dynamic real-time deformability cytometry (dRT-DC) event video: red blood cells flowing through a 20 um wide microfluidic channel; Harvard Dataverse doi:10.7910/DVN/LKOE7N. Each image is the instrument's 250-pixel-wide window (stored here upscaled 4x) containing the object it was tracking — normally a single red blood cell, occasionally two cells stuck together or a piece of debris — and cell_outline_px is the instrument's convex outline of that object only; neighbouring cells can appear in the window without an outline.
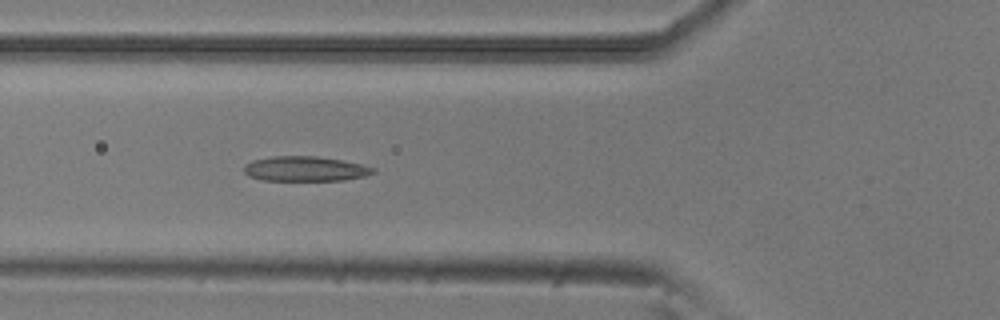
{"species": "common noctule bat (a hibernating species)", "species_latin": "Nyctalus noctula", "temperature_condition": "room temperature", "stored_images_in_passage": 6, "camera_frame_rate_fps": 3000, "um_per_image_px": 0.085, "animal": {"sex": "male", "body_mass_g": 20.5, "forearm_length_mm": 52.5}, "frame": {"image": 1, "passage_image": 6, "time_ms": 1.667, "image_size_px": [1000, 320], "cell_outline_px": [[376, 172], [364, 176], [344, 180], [260, 180], [248, 176], [244, 172], [244, 164], [252, 160], [272, 156], [316, 156], [340, 160], [360, 164], [376, 168]], "centroid_in_image_um": [25.9, 14.35], "position_along_channel_um": 99.9, "area_um2": 18.73}}